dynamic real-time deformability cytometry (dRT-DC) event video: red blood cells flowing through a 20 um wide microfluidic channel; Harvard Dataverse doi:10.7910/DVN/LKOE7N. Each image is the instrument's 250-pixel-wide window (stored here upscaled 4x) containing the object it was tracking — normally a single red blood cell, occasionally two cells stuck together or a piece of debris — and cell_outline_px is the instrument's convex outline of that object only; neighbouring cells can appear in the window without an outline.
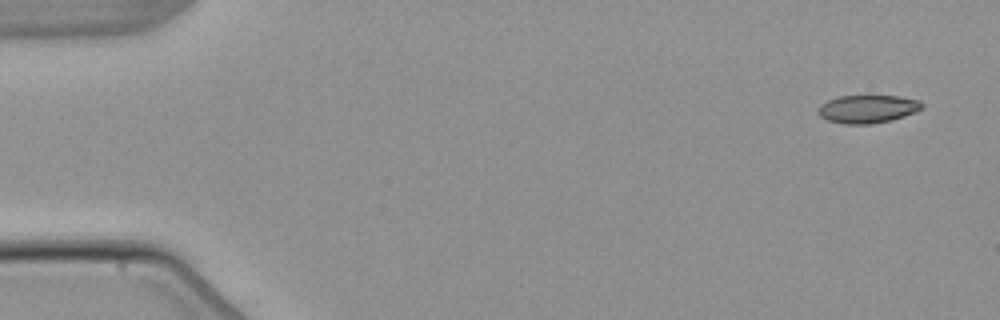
{"species": "common noctule bat (a hibernating species)", "species_latin": "Nyctalus noctula", "temperature_condition": "warm", "stored_images_in_passage": 4, "segment_of_instrument_passage": [1, 2], "camera_frame_rate_fps": 3000, "um_per_image_px": 0.085, "animal": {"sex": "male", "body_mass_g": 21.5, "forearm_length_mm": 52.0}, "frame": {"image": 1, "passage_image": 1, "time_ms": 0.0, "image_size_px": [1000, 320], "cell_outline_px": [[924, 108], [916, 112], [892, 120], [872, 124], [844, 124], [828, 120], [820, 116], [816, 112], [816, 108], [820, 104], [828, 100], [840, 96], [900, 96], [920, 100], [924, 104]], "centroid_in_image_um": [73.76, 9.26], "position_along_channel_um": 11.2, "area_um2": 17.22}}